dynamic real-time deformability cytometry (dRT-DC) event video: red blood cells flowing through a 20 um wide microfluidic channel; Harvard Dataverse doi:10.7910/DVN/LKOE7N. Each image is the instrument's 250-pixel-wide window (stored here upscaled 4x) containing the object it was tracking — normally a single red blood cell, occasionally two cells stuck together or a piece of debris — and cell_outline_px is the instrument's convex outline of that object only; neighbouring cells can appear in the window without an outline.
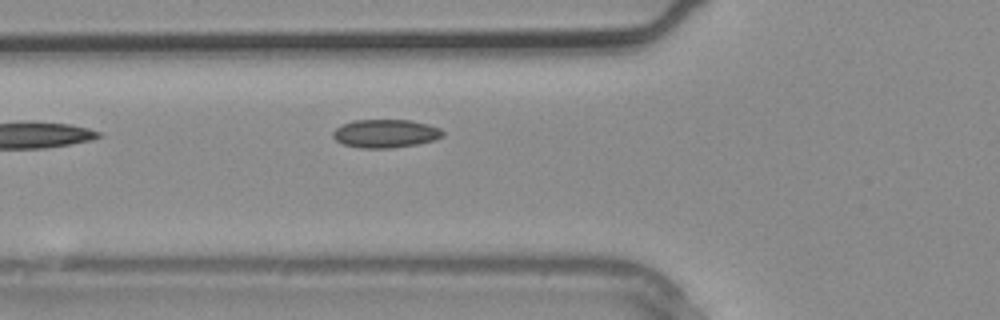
{"species": "common noctule bat (a hibernating species)", "species_latin": "Nyctalus noctula", "temperature_condition": "warm", "stored_images_in_passage": 3, "camera_frame_rate_fps": 3000, "um_per_image_px": 0.085, "animal": {"sex": "male", "body_mass_g": 20.4}, "frame": {"image": 1, "passage_image": 3, "time_ms": 0.667, "image_size_px": [1000, 320], "cell_outline_px": [[444, 136], [420, 144], [392, 148], [360, 148], [344, 144], [336, 140], [332, 136], [332, 132], [336, 128], [352, 120], [412, 120], [428, 124], [440, 128], [444, 132]], "centroid_in_image_um": [32.78, 11.35], "position_along_channel_um": 93.0, "area_um2": 18.21}}